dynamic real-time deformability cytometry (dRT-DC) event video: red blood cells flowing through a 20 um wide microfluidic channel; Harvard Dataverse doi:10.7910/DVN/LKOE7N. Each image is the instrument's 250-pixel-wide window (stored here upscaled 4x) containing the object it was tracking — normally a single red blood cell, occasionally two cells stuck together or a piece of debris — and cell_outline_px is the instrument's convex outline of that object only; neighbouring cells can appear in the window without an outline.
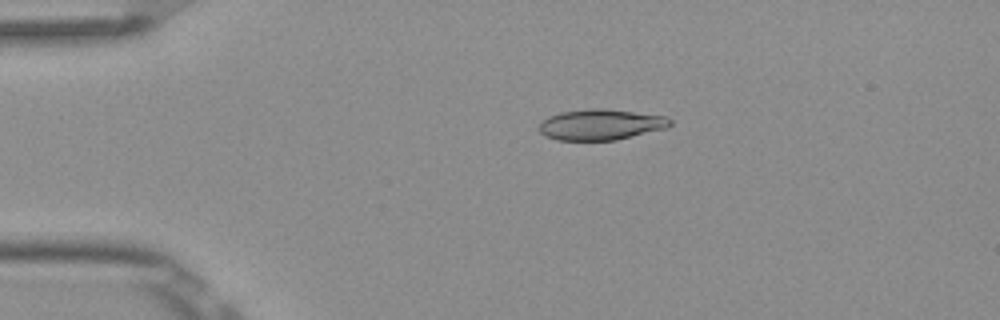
{"species": "Egyptian fruit bat (a non-hibernating species)", "species_latin": "Rousettus aegyptiacus", "temperature_condition": "room temperature", "stored_images_in_passage": 7, "camera_frame_rate_fps": 3000, "um_per_image_px": 0.085, "frame": {"image": 1, "passage_image": 3, "time_ms": 0.667, "image_size_px": [1000, 320], "cell_outline_px": [[672, 124], [668, 128], [616, 140], [556, 140], [544, 136], [536, 128], [548, 116], [560, 112], [588, 108], [604, 108], [664, 116], [672, 120]], "centroid_in_image_um": [51.05, 10.59], "position_along_channel_um": 34.0, "area_um2": 23.7}}
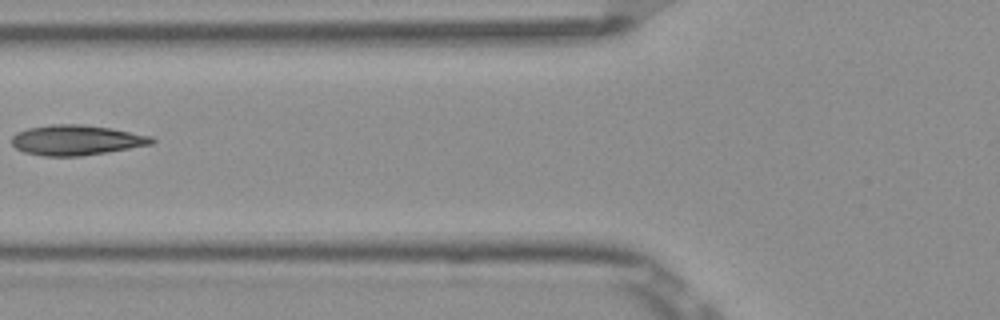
{"frame": {"image": 2, "passage_image": 6, "time_ms": 1.667, "image_size_px": [1000, 320], "cell_outline_px": [[156, 140], [152, 144], [80, 156], [44, 156], [24, 152], [16, 148], [12, 144], [12, 136], [16, 132], [28, 128], [52, 124], [80, 124], [112, 128], [152, 136]], "centroid_in_image_um": [6.47, 11.9], "position_along_channel_um": 119.3, "area_um2": 24.51}}
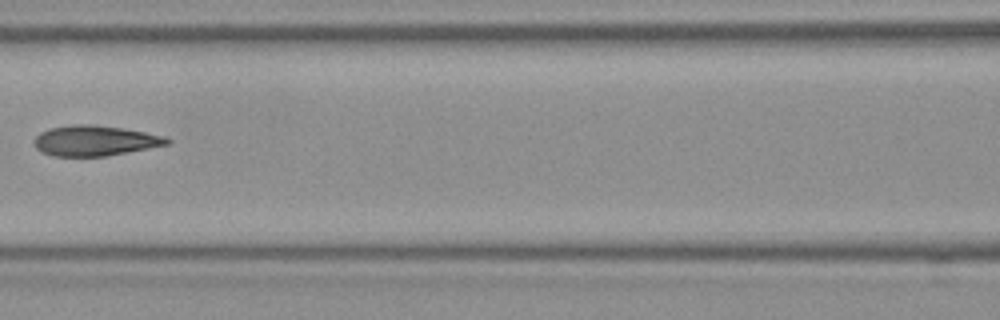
{"frame": {"image": 3, "passage_image": 7, "time_ms": 2.0, "image_size_px": [1000, 320], "cell_outline_px": [[172, 140], [168, 144], [148, 148], [104, 156], [52, 156], [40, 152], [36, 148], [32, 140], [40, 132], [48, 128], [72, 124], [92, 124], [124, 128], [164, 136]], "centroid_in_image_um": [8.0, 11.95], "position_along_channel_um": 158.6, "area_um2": 23.58}}